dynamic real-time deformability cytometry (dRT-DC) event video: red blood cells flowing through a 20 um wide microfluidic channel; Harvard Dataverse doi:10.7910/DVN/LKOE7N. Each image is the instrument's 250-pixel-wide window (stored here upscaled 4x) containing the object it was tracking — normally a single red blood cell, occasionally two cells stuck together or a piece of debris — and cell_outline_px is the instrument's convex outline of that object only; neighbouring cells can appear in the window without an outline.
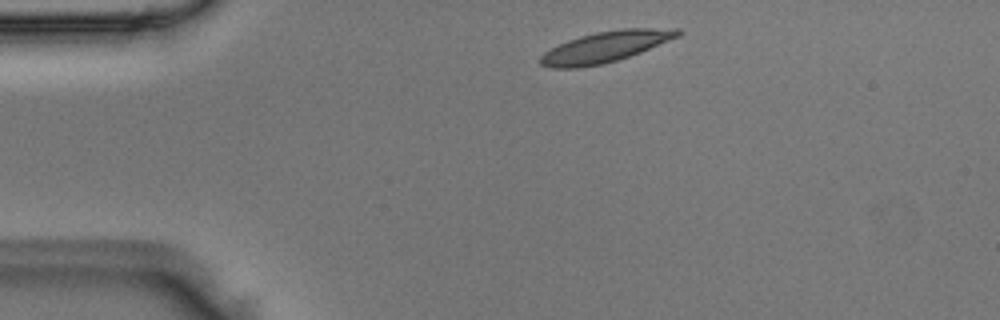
{"species": "Egyptian fruit bat (a non-hibernating species)", "species_latin": "Rousettus aegyptiacus", "temperature_condition": "room temperature", "stored_images_in_passage": 43, "camera_frame_rate_fps": 3000, "um_per_image_px": 0.085, "animal": {"sex": "male"}, "frame": {"image": 1, "passage_image": 3, "time_ms": 0.667, "image_size_px": [1000, 320], "cell_outline_px": [[684, 32], [680, 36], [640, 52], [604, 64], [580, 68], [552, 68], [540, 64], [540, 56], [544, 52], [568, 40], [580, 36], [596, 32], [620, 28], [680, 28]], "centroid_in_image_um": [51.49, 3.97], "position_along_channel_um": 33.5, "area_um2": 24.74}}
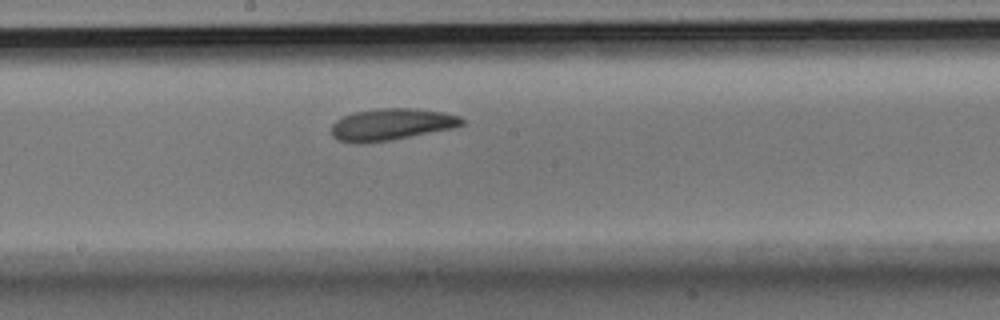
{"frame": {"image": 2, "passage_image": 20, "time_ms": 6.333, "image_size_px": [1000, 320], "cell_outline_px": [[464, 124], [452, 128], [392, 140], [364, 144], [352, 144], [336, 140], [332, 136], [332, 124], [336, 120], [344, 116], [356, 112], [380, 108], [416, 108], [444, 112], [460, 116], [464, 120]], "centroid_in_image_um": [33.24, 10.59], "position_along_channel_um": 215.0, "area_um2": 24.39}}
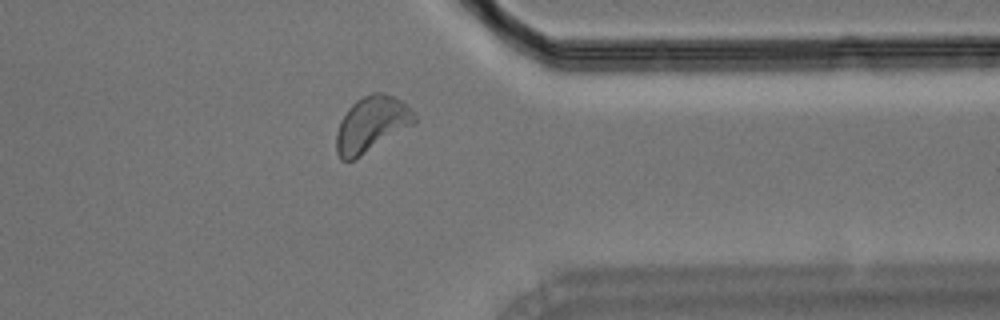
{"frame": {"image": 3, "passage_image": 33, "time_ms": 10.667, "image_size_px": [1000, 320], "cell_outline_px": [[416, 124], [360, 156], [352, 160], [340, 160], [336, 152], [336, 132], [340, 120], [348, 108], [356, 100], [372, 92], [384, 92], [408, 104], [416, 116]], "centroid_in_image_um": [31.59, 10.55], "position_along_channel_um": 379.8, "area_um2": 25.49}}